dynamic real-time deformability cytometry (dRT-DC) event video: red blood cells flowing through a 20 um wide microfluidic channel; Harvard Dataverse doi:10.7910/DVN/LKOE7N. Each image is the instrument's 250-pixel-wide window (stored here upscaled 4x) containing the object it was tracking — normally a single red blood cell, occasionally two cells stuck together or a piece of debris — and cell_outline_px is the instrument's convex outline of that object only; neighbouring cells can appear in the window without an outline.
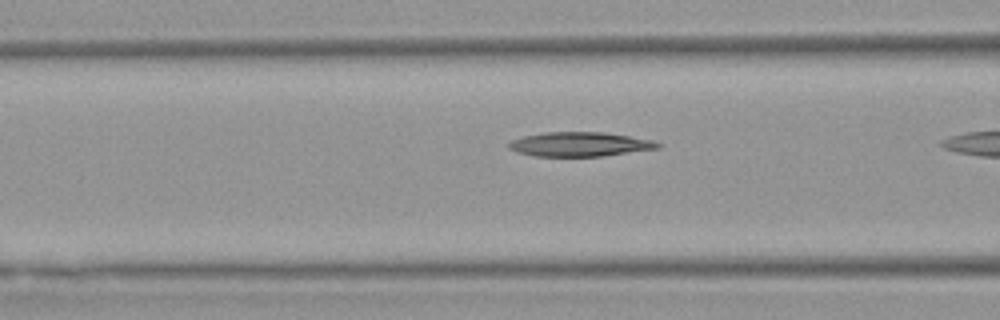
{"species": "Egyptian fruit bat (a non-hibernating species)", "species_latin": "Rousettus aegyptiacus", "temperature_condition": "warm", "stored_images_in_passage": 7, "camera_frame_rate_fps": 3000, "um_per_image_px": 0.085, "animal": {"sex": "female"}, "frame": {"image": 1, "passage_image": 6, "time_ms": 1.667, "image_size_px": [1000, 320], "cell_outline_px": [[664, 144], [660, 148], [604, 156], [536, 156], [516, 152], [508, 148], [508, 144], [512, 140], [524, 136], [544, 132], [604, 132], [652, 140]], "centroid_in_image_um": [49.3, 12.26], "position_along_channel_um": 117.3, "area_um2": 21.15}}